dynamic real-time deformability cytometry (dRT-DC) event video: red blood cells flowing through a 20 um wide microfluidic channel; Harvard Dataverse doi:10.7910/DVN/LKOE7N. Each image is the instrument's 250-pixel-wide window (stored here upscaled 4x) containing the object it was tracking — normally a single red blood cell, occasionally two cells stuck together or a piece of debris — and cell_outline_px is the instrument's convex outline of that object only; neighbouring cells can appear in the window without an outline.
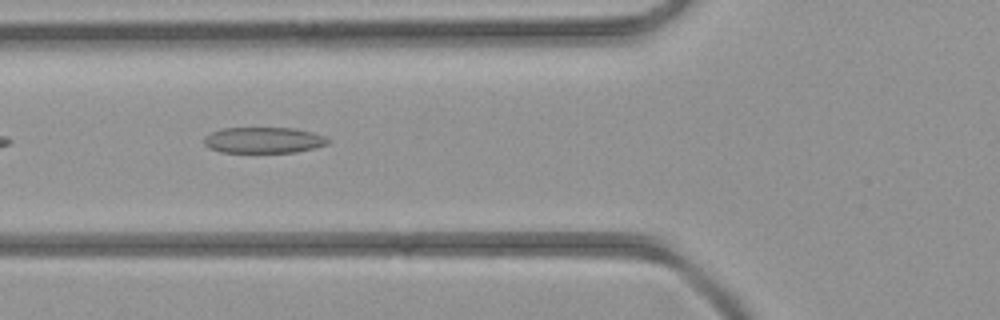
{"species": "common noctule bat (a hibernating species)", "species_latin": "Nyctalus noctula", "temperature_condition": "room temperature", "stored_images_in_passage": 5, "camera_frame_rate_fps": 3000, "um_per_image_px": 0.085, "animal": {"sex": "female", "body_mass_g": 21.9}, "frame": {"image": 1, "passage_image": 3, "time_ms": 2.333, "image_size_px": [1000, 320], "cell_outline_px": [[328, 144], [296, 152], [220, 152], [208, 148], [204, 144], [204, 136], [220, 128], [296, 128], [328, 136]], "centroid_in_image_um": [22.39, 11.9], "position_along_channel_um": 103.4, "area_um2": 18.84}}
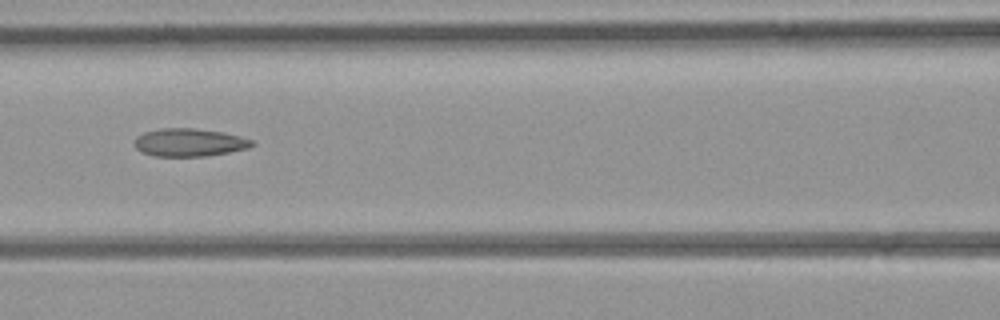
{"frame": {"image": 2, "passage_image": 4, "time_ms": 3.333, "image_size_px": [1000, 320], "cell_outline_px": [[256, 144], [248, 148], [208, 156], [156, 156], [140, 152], [136, 148], [136, 136], [144, 132], [160, 128], [196, 128], [224, 132], [240, 136], [252, 140]], "centroid_in_image_um": [16.1, 12.1], "position_along_channel_um": 150.5, "area_um2": 19.19}}
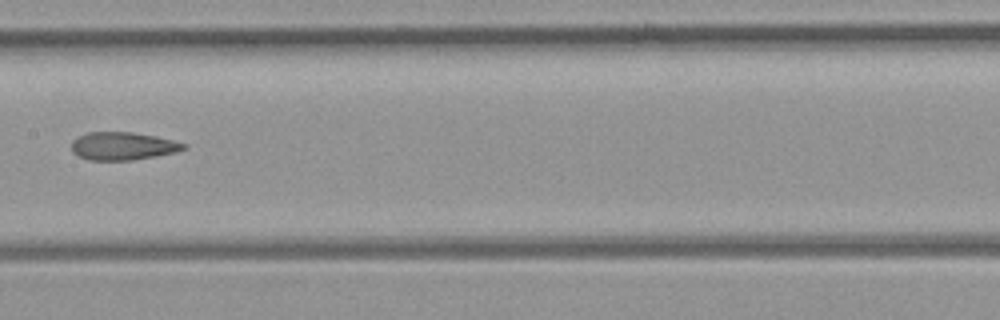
{"frame": {"image": 3, "passage_image": 5, "time_ms": 4.333, "image_size_px": [1000, 320], "cell_outline_px": [[188, 148], [176, 152], [156, 156], [132, 160], [88, 160], [76, 156], [72, 152], [72, 140], [76, 136], [88, 132], [132, 132], [156, 136], [188, 144]], "centroid_in_image_um": [10.43, 12.41], "position_along_channel_um": 197.0, "area_um2": 18.5}}